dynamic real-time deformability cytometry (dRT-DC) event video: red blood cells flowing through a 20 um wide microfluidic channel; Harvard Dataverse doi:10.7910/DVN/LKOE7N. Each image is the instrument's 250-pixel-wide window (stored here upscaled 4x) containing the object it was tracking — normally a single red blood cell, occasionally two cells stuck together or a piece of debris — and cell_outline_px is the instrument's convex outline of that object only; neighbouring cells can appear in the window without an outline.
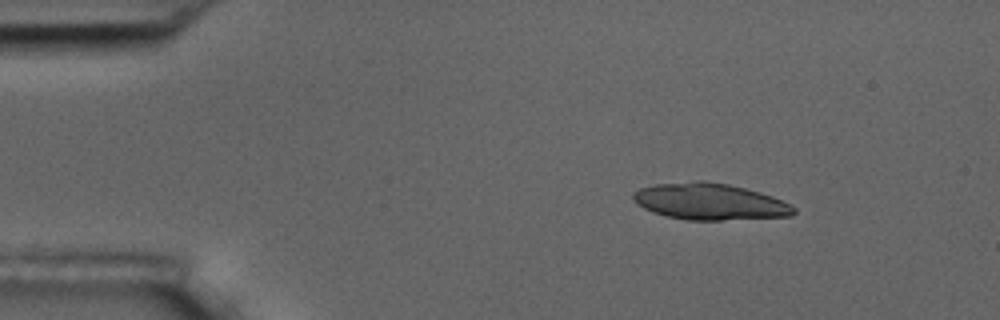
{"species": "common noctule bat (a hibernating species)", "species_latin": "Nyctalus noctula", "temperature_condition": "room temperature", "stored_images_in_passage": 4, "camera_frame_rate_fps": 3000, "um_per_image_px": 0.085, "animal": {"sex": "male", "body_mass_g": 17.5, "forearm_length_mm": 52.3}, "frame": {"image": 1, "passage_image": 2, "time_ms": 1.0, "image_size_px": [1000, 320], "cell_outline_px": [[796, 212], [792, 216], [720, 220], [688, 220], [668, 216], [652, 212], [636, 204], [632, 200], [632, 192], [640, 188], [656, 184], [696, 180], [704, 180], [728, 184], [760, 192], [772, 196], [796, 208]], "centroid_in_image_um": [60.29, 17.13], "position_along_channel_um": 24.7, "area_um2": 34.22}}